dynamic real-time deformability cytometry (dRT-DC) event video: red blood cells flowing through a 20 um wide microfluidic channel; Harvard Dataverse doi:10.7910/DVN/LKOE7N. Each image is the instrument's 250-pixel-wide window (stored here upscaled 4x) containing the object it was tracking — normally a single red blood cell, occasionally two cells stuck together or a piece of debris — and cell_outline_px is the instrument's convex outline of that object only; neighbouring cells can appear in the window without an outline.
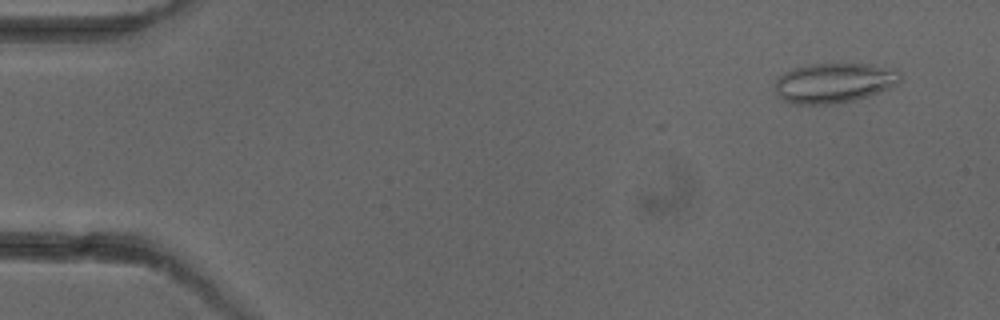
{"species": "common noctule bat (a hibernating species)", "species_latin": "Nyctalus noctula", "temperature_condition": "cold", "stored_images_in_passage": 4, "camera_frame_rate_fps": 3000, "um_per_image_px": 0.085, "animal": {"sex": "female"}, "frame": {"image": 1, "passage_image": 1, "time_ms": 0.0, "image_size_px": [1000, 320], "cell_outline_px": [[900, 80], [892, 88], [868, 96], [836, 104], [792, 104], [784, 100], [776, 92], [776, 76], [792, 68], [808, 64], [872, 64], [896, 68], [900, 72]], "centroid_in_image_um": [70.91, 7.03], "position_along_channel_um": 14.1, "area_um2": 29.42}}